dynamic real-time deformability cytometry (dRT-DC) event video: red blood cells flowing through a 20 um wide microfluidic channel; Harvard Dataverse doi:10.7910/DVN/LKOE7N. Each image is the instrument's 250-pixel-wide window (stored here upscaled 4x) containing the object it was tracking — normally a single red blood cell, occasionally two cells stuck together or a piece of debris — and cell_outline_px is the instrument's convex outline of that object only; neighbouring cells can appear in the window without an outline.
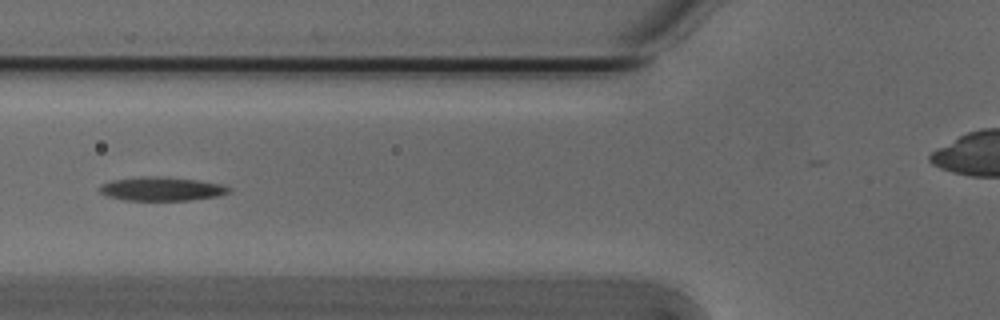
{"species": "Egyptian fruit bat (a non-hibernating species)", "species_latin": "Rousettus aegyptiacus", "temperature_condition": "cold", "stored_images_in_passage": 39, "camera_frame_rate_fps": 3000, "um_per_image_px": 0.085, "animal": {"sex": "male"}, "frame": {"image": 1, "passage_image": 5, "time_ms": 1.333, "image_size_px": [1000, 320], "cell_outline_px": [[232, 192], [216, 196], [188, 200], [124, 200], [108, 196], [100, 192], [100, 184], [112, 180], [140, 176], [164, 176], [196, 180], [220, 184], [232, 188]], "centroid_in_image_um": [13.73, 16.04], "position_along_channel_um": 112.1, "area_um2": 17.92}}
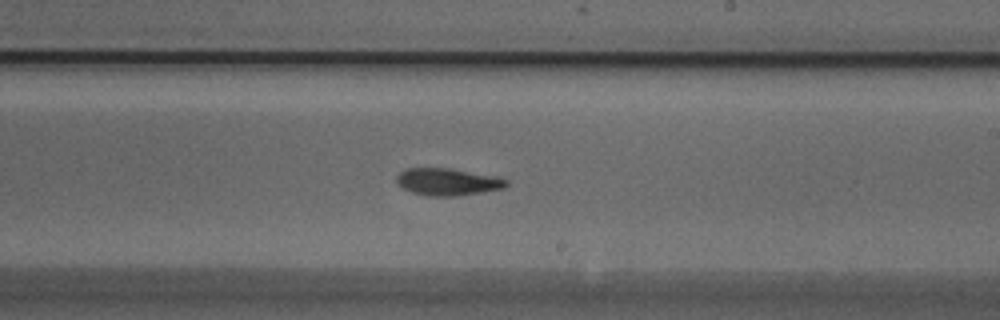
{"frame": {"image": 2, "passage_image": 16, "time_ms": 5.0, "image_size_px": [1000, 320], "cell_outline_px": [[508, 184], [504, 188], [456, 196], [428, 196], [412, 192], [396, 184], [396, 176], [404, 168], [448, 168], [500, 176], [508, 180]], "centroid_in_image_um": [38.05, 15.44], "position_along_channel_um": 250.9, "area_um2": 17.51}}
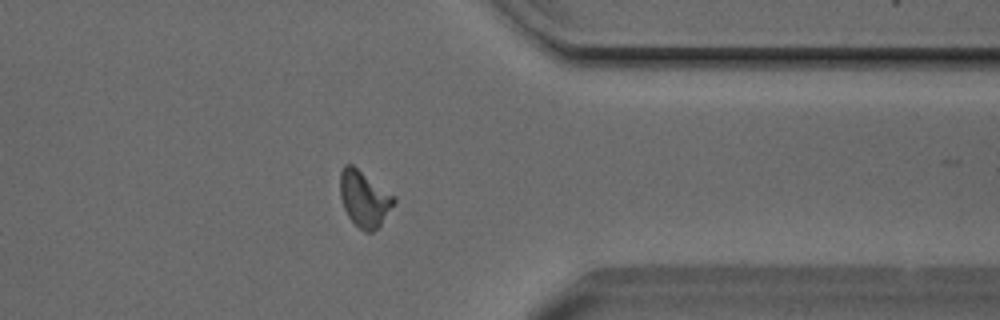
{"frame": {"image": 3, "passage_image": 27, "time_ms": 8.667, "image_size_px": [1000, 320], "cell_outline_px": [[396, 200], [380, 224], [372, 232], [364, 232], [348, 216], [344, 208], [340, 196], [340, 172], [344, 164], [352, 164], [396, 196]], "centroid_in_image_um": [30.95, 16.86], "position_along_channel_um": 380.5, "area_um2": 17.4}, "authors_computed_cell_mechanics": {"area_um2": 17.34, "velocity_mm_per_s": 3.792, "shape_relaxation_time_tau1_ms": 5.2811, "shape_relaxation_time_tau2_ms": 3.1335, "deformation_change_tau1": 0.1893, "deformation_change_tau2": 0.0949}}